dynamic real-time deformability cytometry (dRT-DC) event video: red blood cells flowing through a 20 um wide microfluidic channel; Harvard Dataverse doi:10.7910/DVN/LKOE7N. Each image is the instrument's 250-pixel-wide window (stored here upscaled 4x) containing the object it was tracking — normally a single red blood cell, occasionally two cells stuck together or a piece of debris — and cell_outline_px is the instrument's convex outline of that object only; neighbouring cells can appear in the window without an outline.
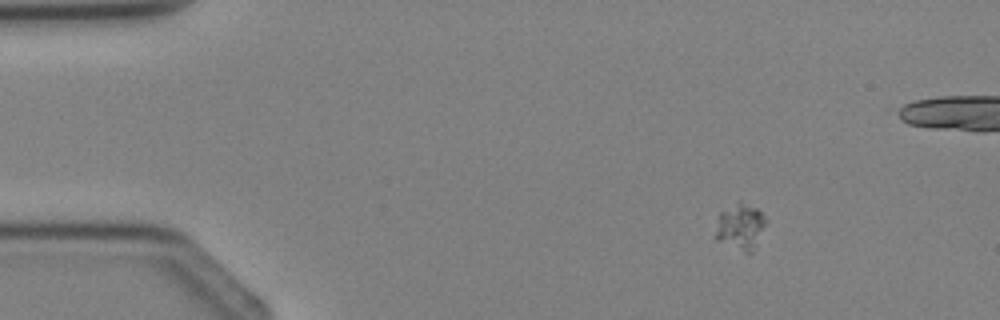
{"species": "Egyptian fruit bat (a non-hibernating species)", "species_latin": "Rousettus aegyptiacus", "temperature_condition": "cold", "stored_images_in_passage": 4, "camera_frame_rate_fps": 3000, "um_per_image_px": 0.085, "animal": {"sex": "female"}, "frame": {"image": 1, "passage_image": 1, "time_ms": 0.0, "image_size_px": [1000, 320], "cell_outline_px": [[768, 220], [752, 252], [744, 252], [716, 240], [716, 232], [720, 212], [740, 200], [756, 208]], "centroid_in_image_um": [62.95, 19.25], "position_along_channel_um": 22.0, "area_um2": 13.29}}